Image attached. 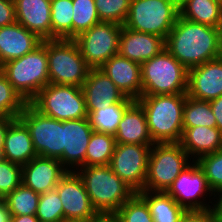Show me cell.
<instances>
[{
	"label": "cell",
	"instance_id": "obj_1",
	"mask_svg": "<svg viewBox=\"0 0 222 222\" xmlns=\"http://www.w3.org/2000/svg\"><path fill=\"white\" fill-rule=\"evenodd\" d=\"M165 48L186 69L222 56V28L178 17L165 40Z\"/></svg>",
	"mask_w": 222,
	"mask_h": 222
},
{
	"label": "cell",
	"instance_id": "obj_2",
	"mask_svg": "<svg viewBox=\"0 0 222 222\" xmlns=\"http://www.w3.org/2000/svg\"><path fill=\"white\" fill-rule=\"evenodd\" d=\"M187 94L141 95L148 129L155 143H179L183 133V107Z\"/></svg>",
	"mask_w": 222,
	"mask_h": 222
},
{
	"label": "cell",
	"instance_id": "obj_3",
	"mask_svg": "<svg viewBox=\"0 0 222 222\" xmlns=\"http://www.w3.org/2000/svg\"><path fill=\"white\" fill-rule=\"evenodd\" d=\"M75 172L82 179L90 202L100 216H113L135 194L109 165L80 167Z\"/></svg>",
	"mask_w": 222,
	"mask_h": 222
},
{
	"label": "cell",
	"instance_id": "obj_4",
	"mask_svg": "<svg viewBox=\"0 0 222 222\" xmlns=\"http://www.w3.org/2000/svg\"><path fill=\"white\" fill-rule=\"evenodd\" d=\"M0 71L26 103H30L47 84V40L35 50L0 66Z\"/></svg>",
	"mask_w": 222,
	"mask_h": 222
},
{
	"label": "cell",
	"instance_id": "obj_5",
	"mask_svg": "<svg viewBox=\"0 0 222 222\" xmlns=\"http://www.w3.org/2000/svg\"><path fill=\"white\" fill-rule=\"evenodd\" d=\"M140 67L141 95L186 94L188 69L166 48Z\"/></svg>",
	"mask_w": 222,
	"mask_h": 222
},
{
	"label": "cell",
	"instance_id": "obj_6",
	"mask_svg": "<svg viewBox=\"0 0 222 222\" xmlns=\"http://www.w3.org/2000/svg\"><path fill=\"white\" fill-rule=\"evenodd\" d=\"M180 0H131L124 27L166 40L179 17Z\"/></svg>",
	"mask_w": 222,
	"mask_h": 222
},
{
	"label": "cell",
	"instance_id": "obj_7",
	"mask_svg": "<svg viewBox=\"0 0 222 222\" xmlns=\"http://www.w3.org/2000/svg\"><path fill=\"white\" fill-rule=\"evenodd\" d=\"M191 163V158L180 143L153 144L143 190L166 192L178 175Z\"/></svg>",
	"mask_w": 222,
	"mask_h": 222
},
{
	"label": "cell",
	"instance_id": "obj_8",
	"mask_svg": "<svg viewBox=\"0 0 222 222\" xmlns=\"http://www.w3.org/2000/svg\"><path fill=\"white\" fill-rule=\"evenodd\" d=\"M50 83L82 87L90 68L72 39L47 40Z\"/></svg>",
	"mask_w": 222,
	"mask_h": 222
},
{
	"label": "cell",
	"instance_id": "obj_9",
	"mask_svg": "<svg viewBox=\"0 0 222 222\" xmlns=\"http://www.w3.org/2000/svg\"><path fill=\"white\" fill-rule=\"evenodd\" d=\"M30 104L41 114L59 121L87 118L81 87L47 84Z\"/></svg>",
	"mask_w": 222,
	"mask_h": 222
},
{
	"label": "cell",
	"instance_id": "obj_10",
	"mask_svg": "<svg viewBox=\"0 0 222 222\" xmlns=\"http://www.w3.org/2000/svg\"><path fill=\"white\" fill-rule=\"evenodd\" d=\"M27 127L37 156L59 160L64 152L63 121L45 116L27 103L18 117Z\"/></svg>",
	"mask_w": 222,
	"mask_h": 222
},
{
	"label": "cell",
	"instance_id": "obj_11",
	"mask_svg": "<svg viewBox=\"0 0 222 222\" xmlns=\"http://www.w3.org/2000/svg\"><path fill=\"white\" fill-rule=\"evenodd\" d=\"M122 26L112 22H100L73 39L90 69H99L112 56L118 54Z\"/></svg>",
	"mask_w": 222,
	"mask_h": 222
},
{
	"label": "cell",
	"instance_id": "obj_12",
	"mask_svg": "<svg viewBox=\"0 0 222 222\" xmlns=\"http://www.w3.org/2000/svg\"><path fill=\"white\" fill-rule=\"evenodd\" d=\"M166 193L186 211H204L213 208L209 204L212 201L207 204L204 199L201 200L203 196H208L205 194H209V197L215 194L208 185L204 170L196 161H192L178 175Z\"/></svg>",
	"mask_w": 222,
	"mask_h": 222
},
{
	"label": "cell",
	"instance_id": "obj_13",
	"mask_svg": "<svg viewBox=\"0 0 222 222\" xmlns=\"http://www.w3.org/2000/svg\"><path fill=\"white\" fill-rule=\"evenodd\" d=\"M152 145L116 144L109 166L135 193L143 191Z\"/></svg>",
	"mask_w": 222,
	"mask_h": 222
},
{
	"label": "cell",
	"instance_id": "obj_14",
	"mask_svg": "<svg viewBox=\"0 0 222 222\" xmlns=\"http://www.w3.org/2000/svg\"><path fill=\"white\" fill-rule=\"evenodd\" d=\"M63 205L64 222H86L101 216L93 208L82 179L74 171H68L56 188Z\"/></svg>",
	"mask_w": 222,
	"mask_h": 222
},
{
	"label": "cell",
	"instance_id": "obj_15",
	"mask_svg": "<svg viewBox=\"0 0 222 222\" xmlns=\"http://www.w3.org/2000/svg\"><path fill=\"white\" fill-rule=\"evenodd\" d=\"M93 133L88 118L63 121L64 152L59 161L67 171L85 167V155Z\"/></svg>",
	"mask_w": 222,
	"mask_h": 222
},
{
	"label": "cell",
	"instance_id": "obj_16",
	"mask_svg": "<svg viewBox=\"0 0 222 222\" xmlns=\"http://www.w3.org/2000/svg\"><path fill=\"white\" fill-rule=\"evenodd\" d=\"M186 94L208 102L222 95V56L188 69Z\"/></svg>",
	"mask_w": 222,
	"mask_h": 222
},
{
	"label": "cell",
	"instance_id": "obj_17",
	"mask_svg": "<svg viewBox=\"0 0 222 222\" xmlns=\"http://www.w3.org/2000/svg\"><path fill=\"white\" fill-rule=\"evenodd\" d=\"M86 111H95L117 102H134L126 97L100 69H90L82 85Z\"/></svg>",
	"mask_w": 222,
	"mask_h": 222
},
{
	"label": "cell",
	"instance_id": "obj_18",
	"mask_svg": "<svg viewBox=\"0 0 222 222\" xmlns=\"http://www.w3.org/2000/svg\"><path fill=\"white\" fill-rule=\"evenodd\" d=\"M68 171L57 159L36 156L22 165V183L38 194L56 188Z\"/></svg>",
	"mask_w": 222,
	"mask_h": 222
},
{
	"label": "cell",
	"instance_id": "obj_19",
	"mask_svg": "<svg viewBox=\"0 0 222 222\" xmlns=\"http://www.w3.org/2000/svg\"><path fill=\"white\" fill-rule=\"evenodd\" d=\"M165 49V39L149 33L136 32L122 26L118 54L142 64Z\"/></svg>",
	"mask_w": 222,
	"mask_h": 222
},
{
	"label": "cell",
	"instance_id": "obj_20",
	"mask_svg": "<svg viewBox=\"0 0 222 222\" xmlns=\"http://www.w3.org/2000/svg\"><path fill=\"white\" fill-rule=\"evenodd\" d=\"M126 97L138 100L142 92L140 64L117 54L100 68Z\"/></svg>",
	"mask_w": 222,
	"mask_h": 222
},
{
	"label": "cell",
	"instance_id": "obj_21",
	"mask_svg": "<svg viewBox=\"0 0 222 222\" xmlns=\"http://www.w3.org/2000/svg\"><path fill=\"white\" fill-rule=\"evenodd\" d=\"M16 22L37 34L52 39L51 0H14Z\"/></svg>",
	"mask_w": 222,
	"mask_h": 222
},
{
	"label": "cell",
	"instance_id": "obj_22",
	"mask_svg": "<svg viewBox=\"0 0 222 222\" xmlns=\"http://www.w3.org/2000/svg\"><path fill=\"white\" fill-rule=\"evenodd\" d=\"M43 40L34 32L15 22L0 27V66L35 50Z\"/></svg>",
	"mask_w": 222,
	"mask_h": 222
},
{
	"label": "cell",
	"instance_id": "obj_23",
	"mask_svg": "<svg viewBox=\"0 0 222 222\" xmlns=\"http://www.w3.org/2000/svg\"><path fill=\"white\" fill-rule=\"evenodd\" d=\"M115 140L116 144H154L148 129L145 112L136 100L123 114Z\"/></svg>",
	"mask_w": 222,
	"mask_h": 222
},
{
	"label": "cell",
	"instance_id": "obj_24",
	"mask_svg": "<svg viewBox=\"0 0 222 222\" xmlns=\"http://www.w3.org/2000/svg\"><path fill=\"white\" fill-rule=\"evenodd\" d=\"M2 158L24 165L37 156L26 125L15 118L8 126L2 150Z\"/></svg>",
	"mask_w": 222,
	"mask_h": 222
},
{
	"label": "cell",
	"instance_id": "obj_25",
	"mask_svg": "<svg viewBox=\"0 0 222 222\" xmlns=\"http://www.w3.org/2000/svg\"><path fill=\"white\" fill-rule=\"evenodd\" d=\"M179 143L189 157L193 156L192 161H197L200 157L222 148V132L217 127H183Z\"/></svg>",
	"mask_w": 222,
	"mask_h": 222
},
{
	"label": "cell",
	"instance_id": "obj_26",
	"mask_svg": "<svg viewBox=\"0 0 222 222\" xmlns=\"http://www.w3.org/2000/svg\"><path fill=\"white\" fill-rule=\"evenodd\" d=\"M179 16L191 22L222 28V2L218 0H180Z\"/></svg>",
	"mask_w": 222,
	"mask_h": 222
},
{
	"label": "cell",
	"instance_id": "obj_27",
	"mask_svg": "<svg viewBox=\"0 0 222 222\" xmlns=\"http://www.w3.org/2000/svg\"><path fill=\"white\" fill-rule=\"evenodd\" d=\"M148 205L154 222H180L186 210L166 192L140 191L137 193Z\"/></svg>",
	"mask_w": 222,
	"mask_h": 222
},
{
	"label": "cell",
	"instance_id": "obj_28",
	"mask_svg": "<svg viewBox=\"0 0 222 222\" xmlns=\"http://www.w3.org/2000/svg\"><path fill=\"white\" fill-rule=\"evenodd\" d=\"M132 103L117 102L95 111H87V118L92 130L115 136L123 114Z\"/></svg>",
	"mask_w": 222,
	"mask_h": 222
},
{
	"label": "cell",
	"instance_id": "obj_29",
	"mask_svg": "<svg viewBox=\"0 0 222 222\" xmlns=\"http://www.w3.org/2000/svg\"><path fill=\"white\" fill-rule=\"evenodd\" d=\"M115 145V136L93 131L87 146L85 167L109 165Z\"/></svg>",
	"mask_w": 222,
	"mask_h": 222
},
{
	"label": "cell",
	"instance_id": "obj_30",
	"mask_svg": "<svg viewBox=\"0 0 222 222\" xmlns=\"http://www.w3.org/2000/svg\"><path fill=\"white\" fill-rule=\"evenodd\" d=\"M39 198L40 194L21 183L4 197L3 202L11 215H36Z\"/></svg>",
	"mask_w": 222,
	"mask_h": 222
},
{
	"label": "cell",
	"instance_id": "obj_31",
	"mask_svg": "<svg viewBox=\"0 0 222 222\" xmlns=\"http://www.w3.org/2000/svg\"><path fill=\"white\" fill-rule=\"evenodd\" d=\"M73 0H51L52 39H72Z\"/></svg>",
	"mask_w": 222,
	"mask_h": 222
},
{
	"label": "cell",
	"instance_id": "obj_32",
	"mask_svg": "<svg viewBox=\"0 0 222 222\" xmlns=\"http://www.w3.org/2000/svg\"><path fill=\"white\" fill-rule=\"evenodd\" d=\"M196 126L216 127V119L208 101L187 96L183 107V127Z\"/></svg>",
	"mask_w": 222,
	"mask_h": 222
},
{
	"label": "cell",
	"instance_id": "obj_33",
	"mask_svg": "<svg viewBox=\"0 0 222 222\" xmlns=\"http://www.w3.org/2000/svg\"><path fill=\"white\" fill-rule=\"evenodd\" d=\"M100 22L95 0H73L72 40Z\"/></svg>",
	"mask_w": 222,
	"mask_h": 222
},
{
	"label": "cell",
	"instance_id": "obj_34",
	"mask_svg": "<svg viewBox=\"0 0 222 222\" xmlns=\"http://www.w3.org/2000/svg\"><path fill=\"white\" fill-rule=\"evenodd\" d=\"M26 104L0 71V115L18 118Z\"/></svg>",
	"mask_w": 222,
	"mask_h": 222
},
{
	"label": "cell",
	"instance_id": "obj_35",
	"mask_svg": "<svg viewBox=\"0 0 222 222\" xmlns=\"http://www.w3.org/2000/svg\"><path fill=\"white\" fill-rule=\"evenodd\" d=\"M118 222H154L146 202L135 193L113 215Z\"/></svg>",
	"mask_w": 222,
	"mask_h": 222
},
{
	"label": "cell",
	"instance_id": "obj_36",
	"mask_svg": "<svg viewBox=\"0 0 222 222\" xmlns=\"http://www.w3.org/2000/svg\"><path fill=\"white\" fill-rule=\"evenodd\" d=\"M35 216L41 222H64L63 205L56 189L40 194Z\"/></svg>",
	"mask_w": 222,
	"mask_h": 222
},
{
	"label": "cell",
	"instance_id": "obj_37",
	"mask_svg": "<svg viewBox=\"0 0 222 222\" xmlns=\"http://www.w3.org/2000/svg\"><path fill=\"white\" fill-rule=\"evenodd\" d=\"M204 170L205 177L214 194L222 191V148L204 155L196 161Z\"/></svg>",
	"mask_w": 222,
	"mask_h": 222
},
{
	"label": "cell",
	"instance_id": "obj_38",
	"mask_svg": "<svg viewBox=\"0 0 222 222\" xmlns=\"http://www.w3.org/2000/svg\"><path fill=\"white\" fill-rule=\"evenodd\" d=\"M131 0H95V7L101 22H112L123 25Z\"/></svg>",
	"mask_w": 222,
	"mask_h": 222
},
{
	"label": "cell",
	"instance_id": "obj_39",
	"mask_svg": "<svg viewBox=\"0 0 222 222\" xmlns=\"http://www.w3.org/2000/svg\"><path fill=\"white\" fill-rule=\"evenodd\" d=\"M22 183V165L0 159V195L5 197Z\"/></svg>",
	"mask_w": 222,
	"mask_h": 222
},
{
	"label": "cell",
	"instance_id": "obj_40",
	"mask_svg": "<svg viewBox=\"0 0 222 222\" xmlns=\"http://www.w3.org/2000/svg\"><path fill=\"white\" fill-rule=\"evenodd\" d=\"M16 22L14 0H0V27Z\"/></svg>",
	"mask_w": 222,
	"mask_h": 222
},
{
	"label": "cell",
	"instance_id": "obj_41",
	"mask_svg": "<svg viewBox=\"0 0 222 222\" xmlns=\"http://www.w3.org/2000/svg\"><path fill=\"white\" fill-rule=\"evenodd\" d=\"M180 222H214V210L186 211Z\"/></svg>",
	"mask_w": 222,
	"mask_h": 222
},
{
	"label": "cell",
	"instance_id": "obj_42",
	"mask_svg": "<svg viewBox=\"0 0 222 222\" xmlns=\"http://www.w3.org/2000/svg\"><path fill=\"white\" fill-rule=\"evenodd\" d=\"M209 103L216 119V127L222 132V95Z\"/></svg>",
	"mask_w": 222,
	"mask_h": 222
},
{
	"label": "cell",
	"instance_id": "obj_43",
	"mask_svg": "<svg viewBox=\"0 0 222 222\" xmlns=\"http://www.w3.org/2000/svg\"><path fill=\"white\" fill-rule=\"evenodd\" d=\"M15 118H10L4 115H0V159L2 158V150L4 147V140H5V135L7 132V128L9 124L14 120Z\"/></svg>",
	"mask_w": 222,
	"mask_h": 222
},
{
	"label": "cell",
	"instance_id": "obj_44",
	"mask_svg": "<svg viewBox=\"0 0 222 222\" xmlns=\"http://www.w3.org/2000/svg\"><path fill=\"white\" fill-rule=\"evenodd\" d=\"M214 197H216V198H214ZM214 197L212 200L215 201L216 203L215 204L212 203L213 210L220 218H222V191L215 194ZM215 199H217V200H215Z\"/></svg>",
	"mask_w": 222,
	"mask_h": 222
},
{
	"label": "cell",
	"instance_id": "obj_45",
	"mask_svg": "<svg viewBox=\"0 0 222 222\" xmlns=\"http://www.w3.org/2000/svg\"><path fill=\"white\" fill-rule=\"evenodd\" d=\"M40 220L35 215H11L10 222H39Z\"/></svg>",
	"mask_w": 222,
	"mask_h": 222
},
{
	"label": "cell",
	"instance_id": "obj_46",
	"mask_svg": "<svg viewBox=\"0 0 222 222\" xmlns=\"http://www.w3.org/2000/svg\"><path fill=\"white\" fill-rule=\"evenodd\" d=\"M11 214L7 205L3 202L0 204V222H10Z\"/></svg>",
	"mask_w": 222,
	"mask_h": 222
},
{
	"label": "cell",
	"instance_id": "obj_47",
	"mask_svg": "<svg viewBox=\"0 0 222 222\" xmlns=\"http://www.w3.org/2000/svg\"><path fill=\"white\" fill-rule=\"evenodd\" d=\"M100 222H118L113 216H101Z\"/></svg>",
	"mask_w": 222,
	"mask_h": 222
},
{
	"label": "cell",
	"instance_id": "obj_48",
	"mask_svg": "<svg viewBox=\"0 0 222 222\" xmlns=\"http://www.w3.org/2000/svg\"><path fill=\"white\" fill-rule=\"evenodd\" d=\"M214 222H222V218H220L215 212H214Z\"/></svg>",
	"mask_w": 222,
	"mask_h": 222
},
{
	"label": "cell",
	"instance_id": "obj_49",
	"mask_svg": "<svg viewBox=\"0 0 222 222\" xmlns=\"http://www.w3.org/2000/svg\"><path fill=\"white\" fill-rule=\"evenodd\" d=\"M86 222H100V218L98 220H91V221H86Z\"/></svg>",
	"mask_w": 222,
	"mask_h": 222
},
{
	"label": "cell",
	"instance_id": "obj_50",
	"mask_svg": "<svg viewBox=\"0 0 222 222\" xmlns=\"http://www.w3.org/2000/svg\"><path fill=\"white\" fill-rule=\"evenodd\" d=\"M4 197L0 195V204L3 203Z\"/></svg>",
	"mask_w": 222,
	"mask_h": 222
}]
</instances>
